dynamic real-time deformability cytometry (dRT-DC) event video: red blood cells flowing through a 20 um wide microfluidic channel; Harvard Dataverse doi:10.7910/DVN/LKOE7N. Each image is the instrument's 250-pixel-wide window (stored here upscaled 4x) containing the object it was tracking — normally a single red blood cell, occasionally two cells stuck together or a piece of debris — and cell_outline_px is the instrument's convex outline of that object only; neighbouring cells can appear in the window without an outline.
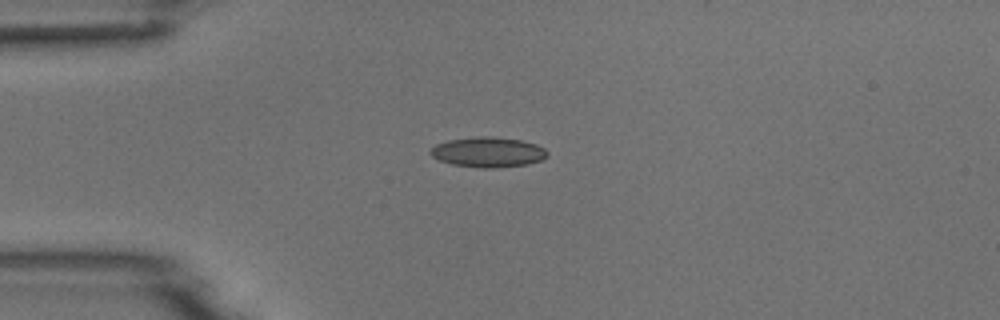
{"species": "common noctule bat (a hibernating species)", "species_latin": "Nyctalus noctula", "temperature_condition": "room temperature", "stored_images_in_passage": 3, "camera_frame_rate_fps": 3000, "um_per_image_px": 0.085, "animal": {"sex": "male", "body_mass_g": 18.8}, "frame": {"image": 1, "passage_image": 1, "time_ms": 0.0, "image_size_px": [1000, 320], "cell_outline_px": [[548, 156], [540, 160], [524, 164], [492, 168], [480, 168], [452, 164], [440, 160], [432, 156], [428, 152], [436, 144], [448, 140], [480, 136], [488, 136], [520, 140], [536, 144], [544, 148], [548, 152]], "centroid_in_image_um": [41.46, 12.93], "position_along_channel_um": 43.5, "area_um2": 20.29}}